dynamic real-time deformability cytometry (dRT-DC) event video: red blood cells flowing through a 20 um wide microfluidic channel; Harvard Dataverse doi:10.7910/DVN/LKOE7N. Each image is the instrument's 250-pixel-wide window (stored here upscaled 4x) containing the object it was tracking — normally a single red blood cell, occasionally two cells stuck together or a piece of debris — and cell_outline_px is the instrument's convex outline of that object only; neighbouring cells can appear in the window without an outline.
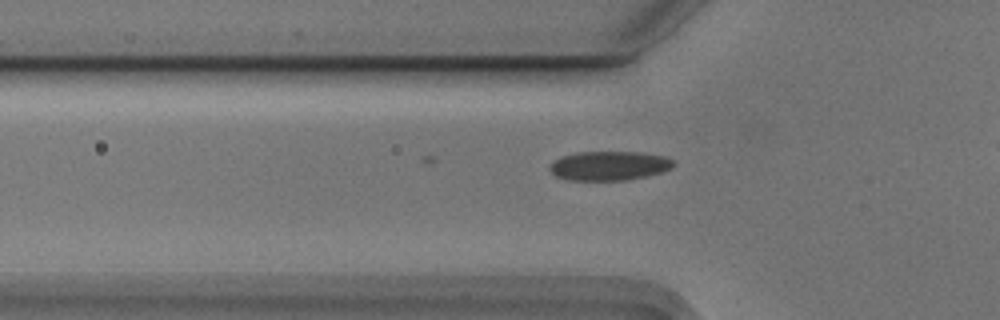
{"species": "Egyptian fruit bat (a non-hibernating species)", "species_latin": "Rousettus aegyptiacus", "temperature_condition": "cold", "stored_images_in_passage": 23, "camera_frame_rate_fps": 3000, "um_per_image_px": 0.085, "animal": {"sex": "male"}, "frame": {"image": 1, "passage_image": 4, "time_ms": 1.0, "image_size_px": [1000, 320], "cell_outline_px": [[676, 164], [672, 168], [660, 172], [628, 180], [568, 180], [556, 176], [548, 168], [552, 160], [560, 156], [576, 152], [640, 152], [664, 156], [672, 160]], "centroid_in_image_um": [51.74, 14.08], "position_along_channel_um": 74.1, "area_um2": 21.15}}
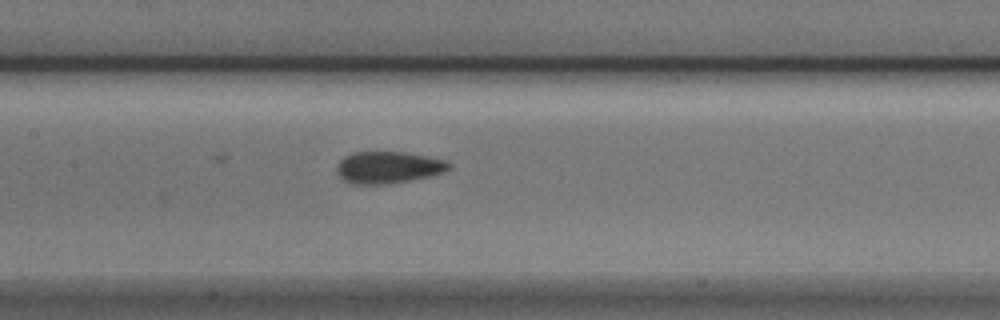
{"frame": {"image": 2, "passage_image": 12, "time_ms": 3.667, "image_size_px": [1000, 320], "cell_outline_px": [[452, 168], [428, 176], [388, 184], [352, 184], [344, 180], [336, 172], [336, 164], [344, 156], [352, 152], [404, 152], [428, 156], [448, 160], [452, 164]], "centroid_in_image_um": [32.98, 14.21], "position_along_channel_um": 174.4, "area_um2": 20.92}}
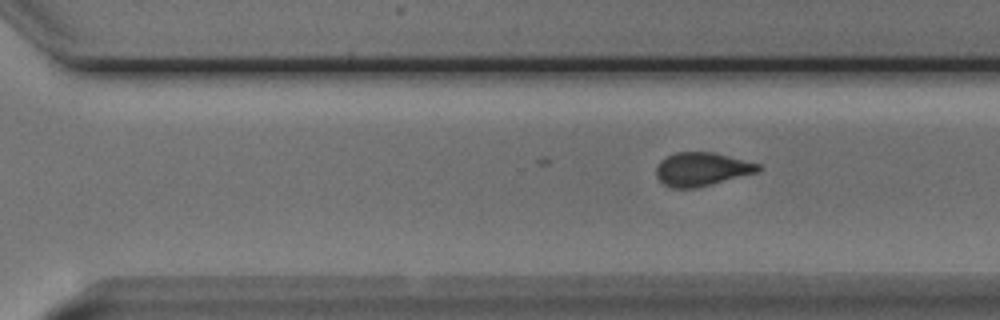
{"frame": {"image": 3, "passage_image": 23, "time_ms": 7.333, "image_size_px": [1000, 320], "cell_outline_px": [[760, 168], [756, 172], [712, 184], [696, 188], [672, 188], [664, 184], [656, 176], [656, 164], [660, 160], [676, 152], [716, 152], [760, 164]], "centroid_in_image_um": [59.62, 14.37], "position_along_channel_um": 311.0, "area_um2": 19.88}}